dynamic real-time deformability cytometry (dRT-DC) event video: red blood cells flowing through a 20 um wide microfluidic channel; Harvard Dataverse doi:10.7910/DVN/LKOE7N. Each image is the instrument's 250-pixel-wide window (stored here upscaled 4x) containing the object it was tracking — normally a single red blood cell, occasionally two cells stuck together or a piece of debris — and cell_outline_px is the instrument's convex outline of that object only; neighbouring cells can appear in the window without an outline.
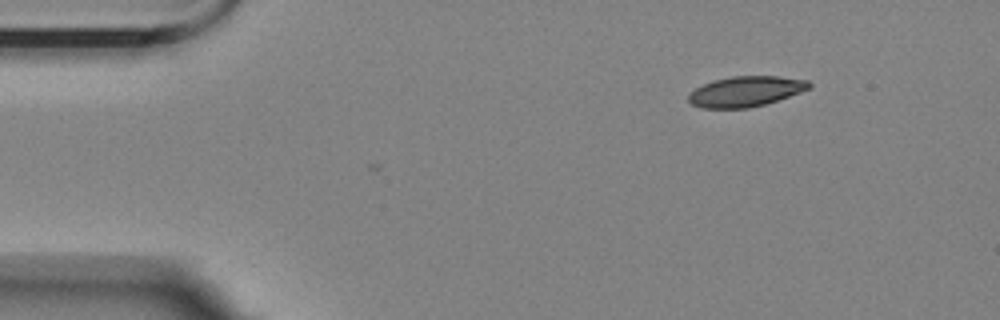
{"species": "Egyptian fruit bat (a non-hibernating species)", "species_latin": "Rousettus aegyptiacus", "temperature_condition": "room temperature", "stored_images_in_passage": 44, "camera_frame_rate_fps": 3000, "um_per_image_px": 0.085, "animal": {"sex": "female"}, "frame": {"image": 1, "passage_image": 1, "time_ms": 0.0, "image_size_px": [1000, 320], "cell_outline_px": [[812, 88], [764, 104], [748, 108], [704, 108], [692, 104], [688, 100], [688, 92], [712, 80], [732, 76], [776, 76], [808, 80], [812, 84]], "centroid_in_image_um": [63.37, 7.76], "position_along_channel_um": 21.6, "area_um2": 21.27}}
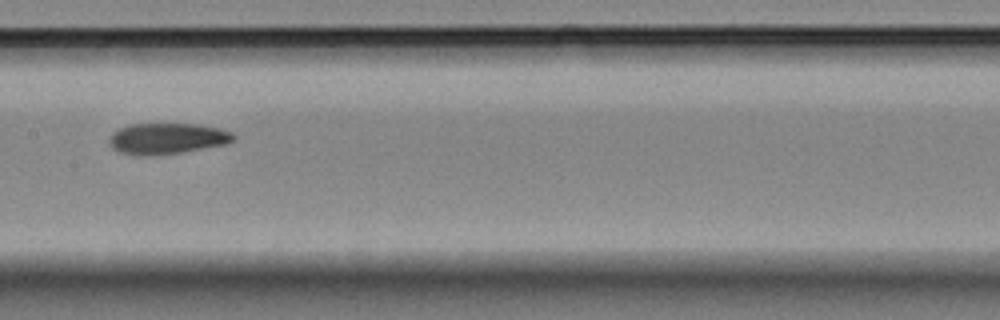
{"frame": {"image": 2, "passage_image": 22, "time_ms": 7.0, "image_size_px": [1000, 320], "cell_outline_px": [[236, 140], [224, 144], [184, 152], [120, 152], [112, 148], [108, 144], [108, 136], [112, 132], [128, 124], [200, 124], [220, 128], [232, 132], [236, 136]], "centroid_in_image_um": [14.26, 11.71], "position_along_channel_um": 193.1, "area_um2": 21.73}}
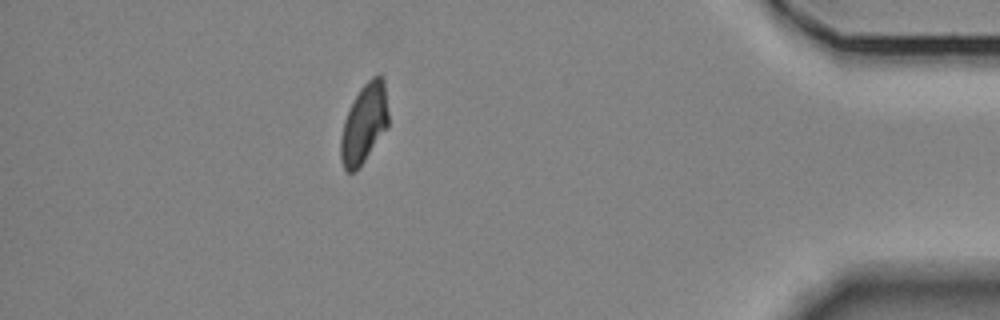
{"frame": {"image": 3, "passage_image": 44, "time_ms": 14.333, "image_size_px": [1000, 320], "cell_outline_px": [[388, 128], [356, 172], [348, 172], [344, 168], [340, 160], [340, 140], [344, 120], [360, 88], [372, 76], [384, 76], [388, 112]], "centroid_in_image_um": [30.96, 10.53], "position_along_channel_um": 404.2, "area_um2": 22.08}, "authors_computed_cell_mechanics": {"area_um2": 22.5131, "velocity_mm_per_s": 3.4969, "shape_relaxation_time_tau1_ms": null, "shape_relaxation_time_tau2_ms": 6.2755, "deformation_change_tau1": null, "deformation_change_tau2": 0.1053}}